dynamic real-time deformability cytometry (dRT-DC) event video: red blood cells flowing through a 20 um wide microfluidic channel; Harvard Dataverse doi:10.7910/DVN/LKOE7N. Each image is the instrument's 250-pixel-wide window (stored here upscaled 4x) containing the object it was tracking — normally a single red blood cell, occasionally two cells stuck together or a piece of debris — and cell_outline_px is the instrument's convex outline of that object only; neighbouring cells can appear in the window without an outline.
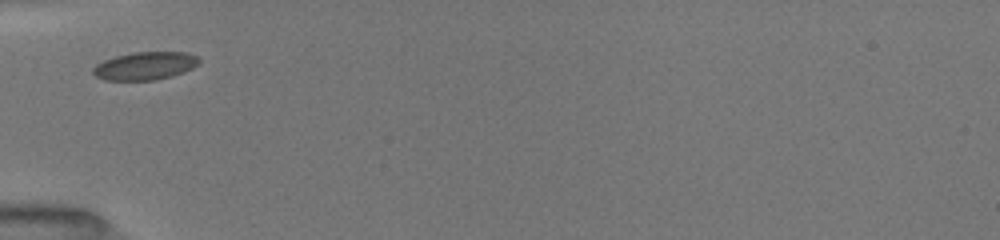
{"species": "common noctule bat (a hibernating species)", "species_latin": "Nyctalus noctula", "temperature_condition": "room temperature", "stored_images_in_passage": 2, "camera_frame_rate_fps": 3000, "um_per_image_px": 0.085, "animal": {"sex": "female", "body_mass_g": 19.5, "forearm_length_mm": 54.1}, "frame": {"image": 1, "passage_image": 1, "time_ms": 0.0, "image_size_px": [1000, 240], "cell_outline_px": [[200, 60], [192, 68], [184, 72], [172, 76], [156, 80], [104, 80], [96, 76], [92, 72], [92, 68], [96, 64], [104, 60], [116, 56], [132, 52], [188, 52], [196, 56]], "centroid_in_image_um": [12.31, 5.6], "position_along_channel_um": 72.7, "area_um2": 17.28}}